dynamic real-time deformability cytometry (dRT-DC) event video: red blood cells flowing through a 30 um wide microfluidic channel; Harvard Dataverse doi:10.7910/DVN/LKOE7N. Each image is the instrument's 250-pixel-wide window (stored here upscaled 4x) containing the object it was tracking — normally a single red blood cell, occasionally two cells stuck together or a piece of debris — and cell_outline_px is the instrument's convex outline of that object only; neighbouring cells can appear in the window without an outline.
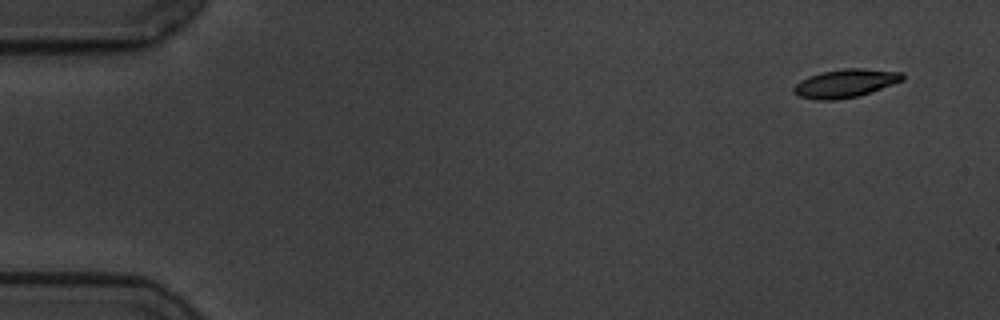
{"species": "common noctule bat (a hibernating species)", "species_latin": "Nyctalus noctula", "temperature_condition": "cold", "stored_images_in_passage": 56, "camera_frame_rate_fps": 3000, "um_per_image_px": 0.085, "animal": {"sex": "male", "body_mass_g": 19.5, "forearm_length_mm": 54.6}, "frame": {"image": 1, "passage_image": 1, "time_ms": 0.0, "image_size_px": [1000, 320], "cell_outline_px": [[904, 80], [872, 92], [856, 96], [832, 100], [816, 100], [796, 96], [792, 92], [792, 88], [800, 80], [808, 76], [820, 72], [844, 68], [860, 68], [904, 72]], "centroid_in_image_um": [71.83, 7.08], "position_along_channel_um": 13.2, "area_um2": 18.15}}
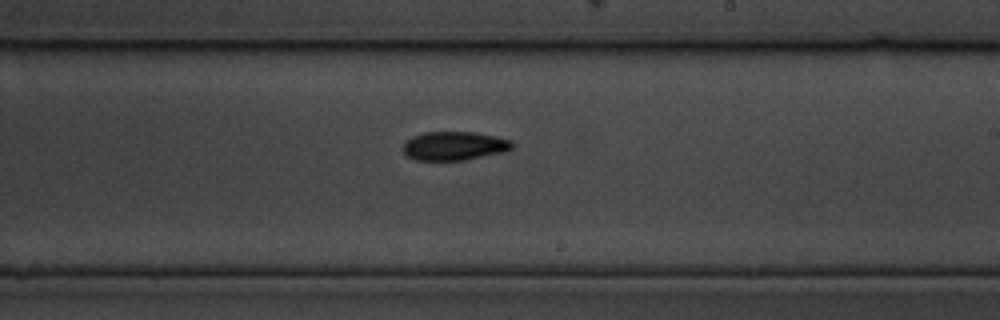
{"frame": {"image": 2, "passage_image": 32, "time_ms": 10.333, "image_size_px": [1000, 320], "cell_outline_px": [[512, 148], [504, 152], [464, 160], [416, 160], [408, 156], [404, 152], [404, 144], [412, 136], [424, 132], [476, 132], [496, 136], [512, 140]], "centroid_in_image_um": [38.64, 12.39], "position_along_channel_um": 250.4, "area_um2": 18.21}}
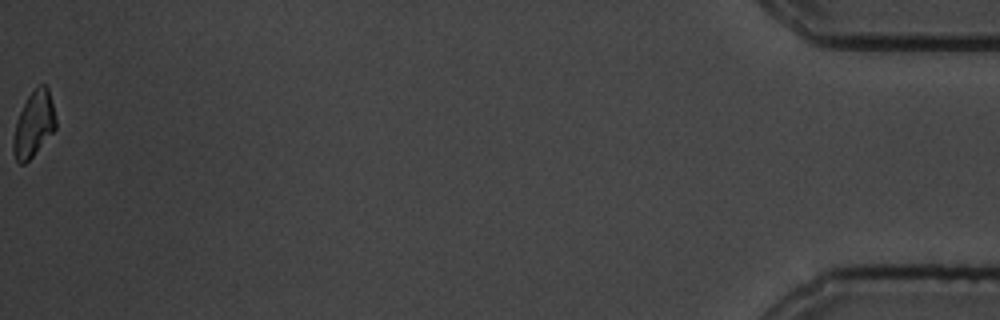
{"frame": {"image": 3, "passage_image": 56, "time_ms": 18.333, "image_size_px": [1000, 320], "cell_outline_px": [[56, 128], [32, 156], [24, 164], [20, 164], [16, 160], [12, 152], [12, 140], [16, 120], [28, 96], [40, 84], [44, 84], [48, 88], [56, 120]], "centroid_in_image_um": [2.84, 10.58], "position_along_channel_um": 432.4, "area_um2": 15.95}, "authors_computed_cell_mechanics": {"area_um2": 17.918, "velocity_mm_per_s": 3.4701, "shape_relaxation_time_tau1_ms": 2.6454, "shape_relaxation_time_tau2_ms": 5.2723, "deformation_change_tau1": 0.1111, "deformation_change_tau2": 0.1083}}